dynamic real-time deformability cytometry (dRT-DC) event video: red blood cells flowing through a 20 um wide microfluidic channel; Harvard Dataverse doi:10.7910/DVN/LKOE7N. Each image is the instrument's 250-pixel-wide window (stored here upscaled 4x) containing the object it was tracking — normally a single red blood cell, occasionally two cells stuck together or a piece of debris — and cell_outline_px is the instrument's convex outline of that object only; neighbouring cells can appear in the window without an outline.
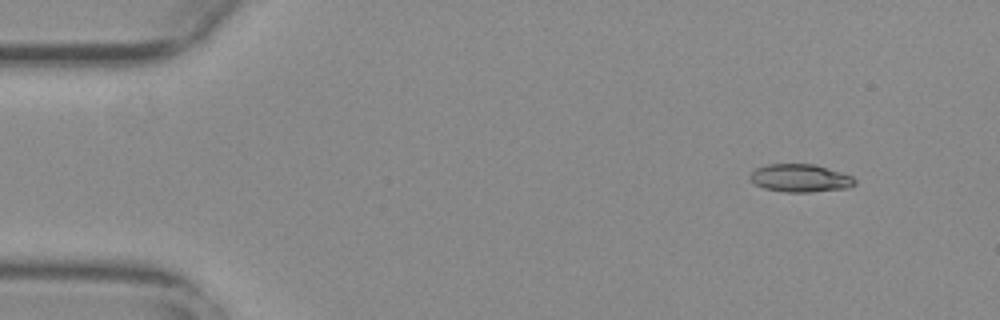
{"species": "common noctule bat (a hibernating species)", "species_latin": "Nyctalus noctula", "temperature_condition": "warm", "stored_images_in_passage": 7, "camera_frame_rate_fps": 3000, "um_per_image_px": 0.085, "animal": {"sex": "female", "body_mass_g": 29.2, "forearm_length_mm": 56.3}, "frame": {"image": 1, "passage_image": 3, "time_ms": 0.667, "image_size_px": [1000, 320], "cell_outline_px": [[856, 184], [848, 188], [812, 192], [784, 192], [764, 188], [756, 184], [748, 176], [756, 168], [768, 164], [816, 164], [852, 176], [856, 180]], "centroid_in_image_um": [68.04, 15.14], "position_along_channel_um": 17.0, "area_um2": 17.05}}